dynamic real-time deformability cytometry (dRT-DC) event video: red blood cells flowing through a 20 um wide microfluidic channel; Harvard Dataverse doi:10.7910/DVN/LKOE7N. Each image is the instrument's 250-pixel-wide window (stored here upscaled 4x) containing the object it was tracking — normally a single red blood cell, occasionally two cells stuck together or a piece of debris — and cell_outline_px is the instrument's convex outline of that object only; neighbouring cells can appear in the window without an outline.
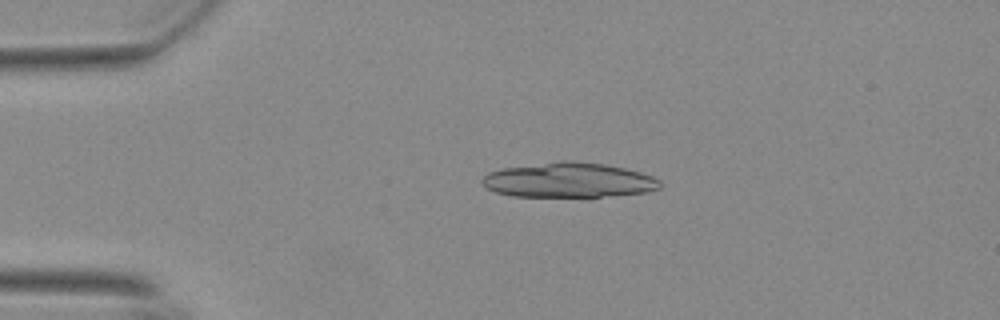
{"species": "Egyptian fruit bat (a non-hibernating species)", "species_latin": "Rousettus aegyptiacus", "temperature_condition": "warm", "stored_images_in_passage": 43, "camera_frame_rate_fps": 3000, "um_per_image_px": 0.085, "animal": {"sex": "female"}, "frame": {"image": 1, "passage_image": 1, "time_ms": 0.0, "image_size_px": [1000, 320], "cell_outline_px": [[660, 188], [648, 192], [600, 196], [512, 196], [496, 192], [488, 188], [480, 180], [488, 172], [504, 168], [564, 160], [604, 164], [624, 168], [640, 172], [652, 176], [660, 180]], "centroid_in_image_um": [48.35, 15.31], "position_along_channel_um": 36.7, "area_um2": 35.66}}